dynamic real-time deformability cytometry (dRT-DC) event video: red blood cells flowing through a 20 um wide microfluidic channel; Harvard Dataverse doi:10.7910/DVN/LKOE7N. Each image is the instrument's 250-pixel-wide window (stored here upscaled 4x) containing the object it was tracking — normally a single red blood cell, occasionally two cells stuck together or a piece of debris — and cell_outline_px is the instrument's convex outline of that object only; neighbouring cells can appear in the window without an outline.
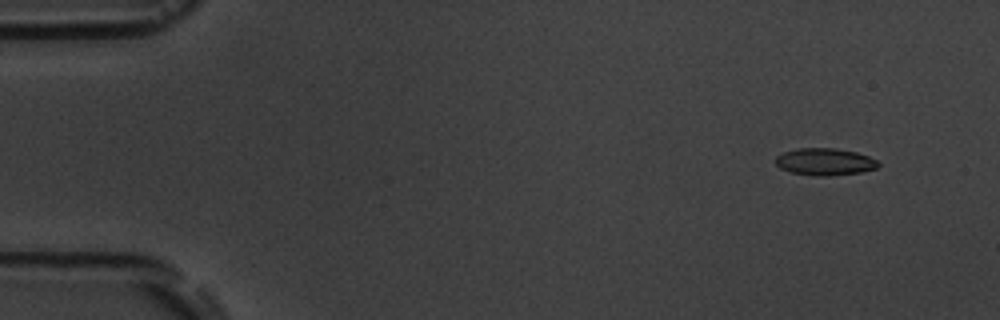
{"species": "common noctule bat (a hibernating species)", "species_latin": "Nyctalus noctula", "temperature_condition": "room temperature", "stored_images_in_passage": 7, "camera_frame_rate_fps": 3000, "um_per_image_px": 0.085, "animal": {"sex": "male", "body_mass_g": 19.5, "forearm_length_mm": 54.6}, "frame": {"image": 1, "passage_image": 1, "time_ms": 0.0, "image_size_px": [1000, 320], "cell_outline_px": [[880, 164], [876, 168], [860, 172], [828, 176], [812, 176], [788, 172], [780, 168], [776, 164], [776, 156], [784, 152], [796, 148], [836, 148], [856, 152], [868, 156], [876, 160]], "centroid_in_image_um": [70.08, 13.75], "position_along_channel_um": 14.9, "area_um2": 16.3}}
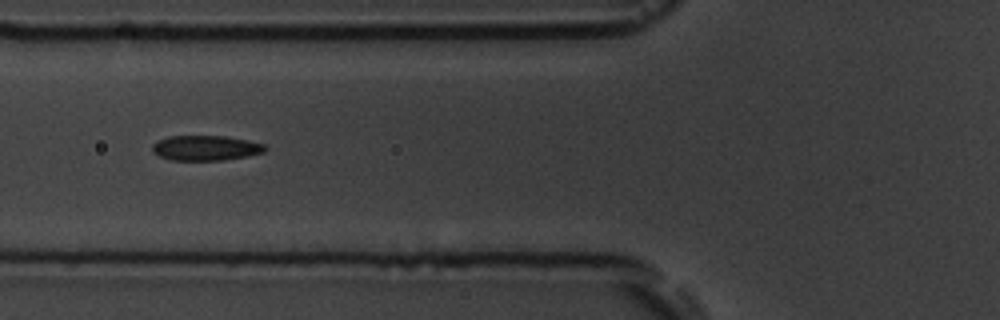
{"frame": {"image": 2, "passage_image": 6, "time_ms": 5.667, "image_size_px": [1000, 320], "cell_outline_px": [[268, 148], [264, 152], [248, 156], [224, 160], [172, 160], [160, 156], [152, 152], [152, 144], [156, 140], [168, 136], [224, 136], [248, 140], [264, 144]], "centroid_in_image_um": [17.48, 12.57], "position_along_channel_um": 108.3, "area_um2": 16.59}}
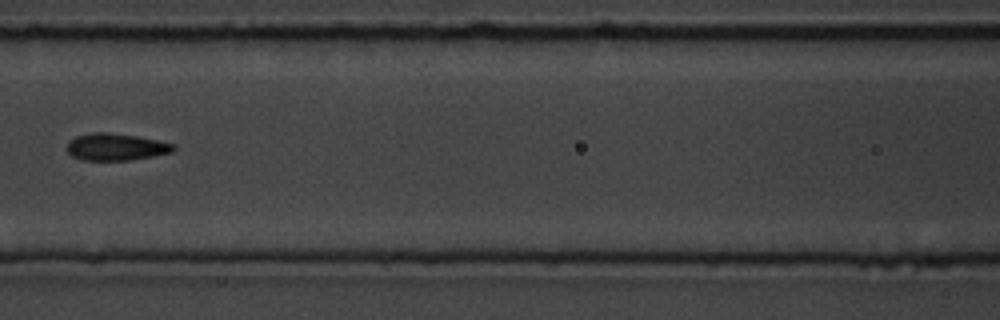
{"frame": {"image": 3, "passage_image": 7, "time_ms": 7.0, "image_size_px": [1000, 320], "cell_outline_px": [[176, 148], [172, 152], [152, 156], [128, 160], [80, 160], [72, 156], [64, 148], [68, 140], [76, 136], [92, 132], [108, 132], [136, 136], [156, 140], [172, 144]], "centroid_in_image_um": [9.76, 12.48], "position_along_channel_um": 156.8, "area_um2": 16.82}}